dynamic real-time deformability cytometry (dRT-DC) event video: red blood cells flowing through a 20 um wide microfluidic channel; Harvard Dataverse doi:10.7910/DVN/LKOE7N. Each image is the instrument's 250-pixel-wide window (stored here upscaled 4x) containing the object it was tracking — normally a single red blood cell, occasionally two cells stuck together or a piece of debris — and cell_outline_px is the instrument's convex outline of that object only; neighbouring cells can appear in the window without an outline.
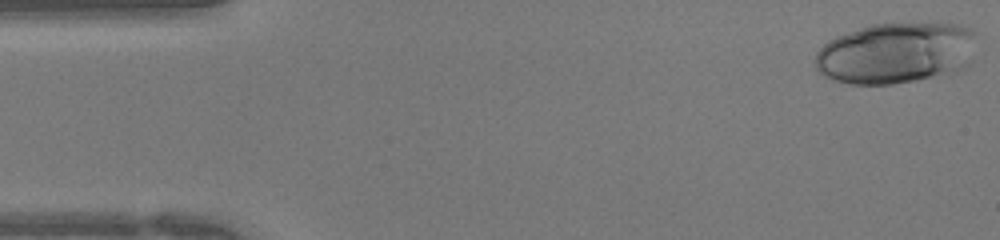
{"species": "human", "species_latin": "Homo sapiens", "temperature_condition": "warm", "stored_images_in_passage": 43, "camera_frame_rate_fps": 3000, "um_per_image_px": 0.085, "donor": {"sex": "female"}, "frame": {"image": 1, "passage_image": 1, "time_ms": 0.0, "image_size_px": [1000, 240], "cell_outline_px": [[976, 32], [972, 64], [968, 68], [948, 76], [892, 84], [848, 84], [832, 80], [824, 76], [816, 68], [816, 52], [828, 40], [836, 36], [872, 24], [956, 24], [972, 28]], "centroid_in_image_um": [76.23, 4.54], "position_along_channel_um": 8.8, "area_um2": 58.49}}
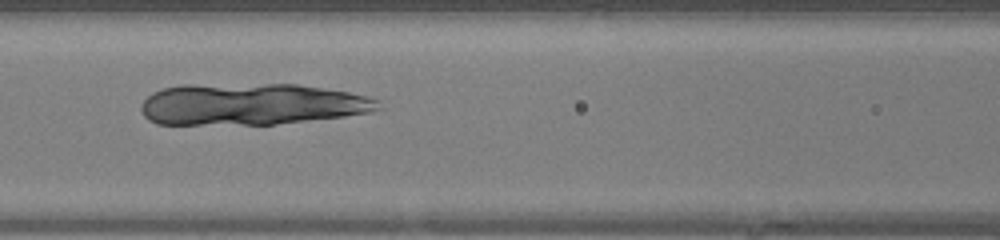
{"frame": {"image": 2, "passage_image": 18, "time_ms": 5.667, "image_size_px": [1000, 240], "cell_outline_px": [[380, 108], [372, 112], [344, 116], [276, 124], [156, 124], [148, 120], [144, 116], [140, 108], [140, 104], [152, 92], [164, 88], [180, 84], [296, 84], [348, 92], [368, 96], [380, 100]], "centroid_in_image_um": [21.34, 8.85], "position_along_channel_um": 145.3, "area_um2": 57.8}}
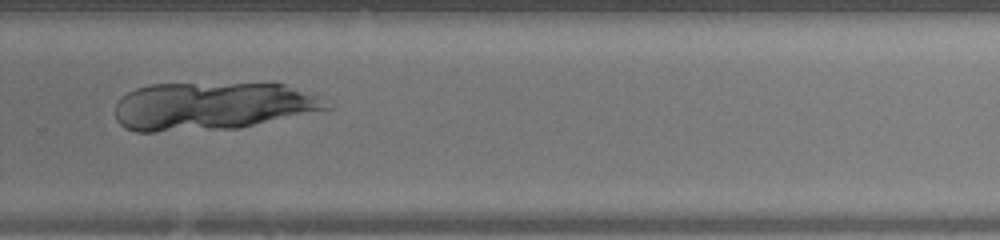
{"frame": {"image": 3, "passage_image": 29, "time_ms": 9.333, "image_size_px": [1000, 240], "cell_outline_px": [[332, 108], [240, 128], [156, 132], [136, 132], [124, 128], [116, 120], [116, 104], [128, 92], [136, 88], [148, 84], [284, 84], [316, 96]], "centroid_in_image_um": [17.95, 9.04], "position_along_channel_um": 311.8, "area_um2": 58.55}}